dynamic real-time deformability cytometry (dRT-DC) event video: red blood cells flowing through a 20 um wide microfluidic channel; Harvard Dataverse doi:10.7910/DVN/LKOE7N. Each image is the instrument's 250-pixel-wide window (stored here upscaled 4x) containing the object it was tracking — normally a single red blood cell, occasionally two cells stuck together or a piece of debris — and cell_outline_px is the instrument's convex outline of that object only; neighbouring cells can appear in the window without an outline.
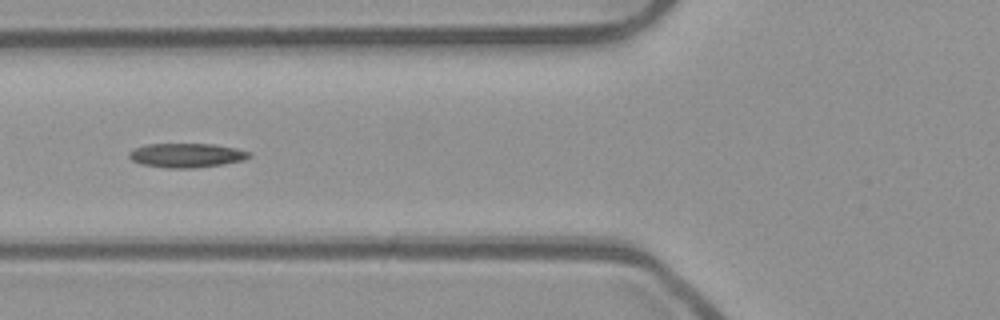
{"species": "common noctule bat (a hibernating species)", "species_latin": "Nyctalus noctula", "temperature_condition": "room temperature", "stored_images_in_passage": 52, "camera_frame_rate_fps": 3000, "um_per_image_px": 0.085, "animal": {"sex": "male", "body_mass_g": 23.1, "forearm_length_mm": 52.7}, "frame": {"image": 1, "passage_image": 20, "time_ms": 6.333, "image_size_px": [1000, 320], "cell_outline_px": [[252, 156], [244, 160], [224, 164], [196, 168], [164, 168], [144, 164], [132, 160], [128, 156], [128, 152], [136, 148], [148, 144], [212, 144], [236, 148], [248, 152]], "centroid_in_image_um": [15.87, 13.21], "position_along_channel_um": 109.9, "area_um2": 16.88}}
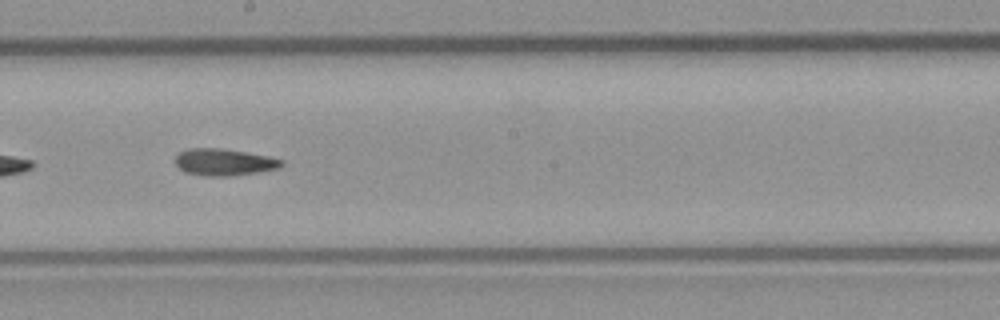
{"frame": {"image": 2, "passage_image": 29, "time_ms": 9.333, "image_size_px": [1000, 320], "cell_outline_px": [[284, 164], [280, 168], [256, 172], [228, 176], [208, 176], [184, 172], [176, 164], [176, 156], [180, 152], [188, 148], [220, 148], [268, 156], [284, 160]], "centroid_in_image_um": [19.06, 13.78], "position_along_channel_um": 229.1, "area_um2": 16.47}}
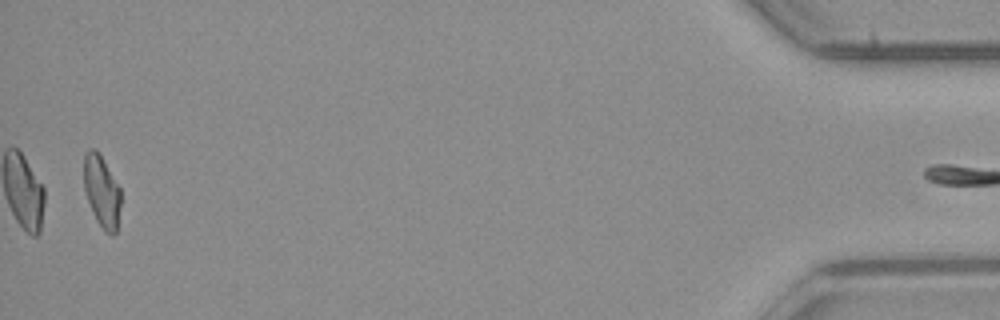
{"frame": {"image": 3, "passage_image": 51, "time_ms": 16.667, "image_size_px": [1000, 320], "cell_outline_px": [[120, 204], [116, 232], [112, 236], [104, 232], [96, 220], [88, 200], [84, 188], [84, 156], [92, 148], [96, 148], [100, 152], [120, 188]], "centroid_in_image_um": [8.65, 16.26], "position_along_channel_um": 426.5, "area_um2": 15.43}, "authors_computed_cell_mechanics": {"area_um2": 16.5308, "velocity_mm_per_s": 3.9542, "shape_relaxation_time_tau1_ms": 9.0846, "shape_relaxation_time_tau2_ms": 4.4606, "deformation_change_tau1": 0.2366, "deformation_change_tau2": 0.1327}}